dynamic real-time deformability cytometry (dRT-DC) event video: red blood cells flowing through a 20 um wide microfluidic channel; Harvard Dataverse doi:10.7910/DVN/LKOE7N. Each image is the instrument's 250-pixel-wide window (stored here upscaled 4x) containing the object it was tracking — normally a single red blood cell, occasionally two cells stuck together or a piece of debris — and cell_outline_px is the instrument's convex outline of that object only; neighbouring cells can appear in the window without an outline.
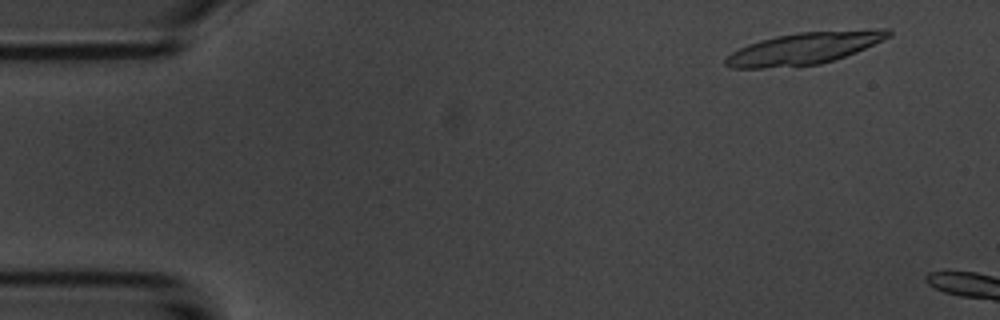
{"species": "common noctule bat (a hibernating species)", "species_latin": "Nyctalus noctula", "temperature_condition": "room temperature", "stored_images_in_passage": 2, "camera_frame_rate_fps": 3000, "um_per_image_px": 0.085, "animal": {"sex": "male", "body_mass_g": 20.1, "forearm_length_mm": 53.5}, "frame": {"image": 1, "passage_image": 1, "time_ms": 0.0, "image_size_px": [1000, 320], "cell_outline_px": [[892, 36], [856, 52], [820, 64], [764, 68], [732, 68], [724, 64], [724, 60], [732, 52], [748, 44], [760, 40], [776, 36], [800, 32], [876, 28], [888, 28], [892, 32]], "centroid_in_image_um": [68.41, 4.09], "position_along_channel_um": 16.6, "area_um2": 30.29}}